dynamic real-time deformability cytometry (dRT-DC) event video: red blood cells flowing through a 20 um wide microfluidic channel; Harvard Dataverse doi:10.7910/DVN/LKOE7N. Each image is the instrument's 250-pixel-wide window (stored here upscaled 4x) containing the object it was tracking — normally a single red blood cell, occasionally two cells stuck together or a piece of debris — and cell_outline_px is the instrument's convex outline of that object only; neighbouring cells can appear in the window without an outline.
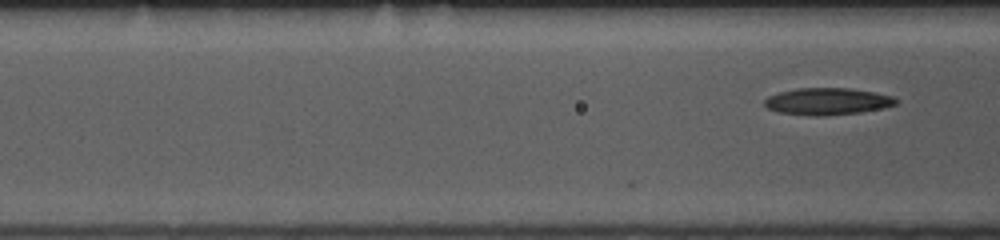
{"species": "common noctule bat (a hibernating species)", "species_latin": "Nyctalus noctula", "temperature_condition": "room temperature", "stored_images_in_passage": 15, "camera_frame_rate_fps": 3000, "um_per_image_px": 0.085, "animal": {"sex": "female", "body_mass_g": 10.0, "forearm_length_mm": 53.1}, "frame": {"image": 1, "passage_image": 15, "time_ms": 4.667, "image_size_px": [1000, 240], "cell_outline_px": [[896, 104], [884, 108], [860, 112], [824, 116], [816, 116], [776, 112], [768, 108], [764, 104], [764, 100], [768, 96], [780, 92], [800, 88], [852, 88], [892, 96], [896, 100]], "centroid_in_image_um": [70.31, 8.62], "position_along_channel_um": 96.3, "area_um2": 20.52}}